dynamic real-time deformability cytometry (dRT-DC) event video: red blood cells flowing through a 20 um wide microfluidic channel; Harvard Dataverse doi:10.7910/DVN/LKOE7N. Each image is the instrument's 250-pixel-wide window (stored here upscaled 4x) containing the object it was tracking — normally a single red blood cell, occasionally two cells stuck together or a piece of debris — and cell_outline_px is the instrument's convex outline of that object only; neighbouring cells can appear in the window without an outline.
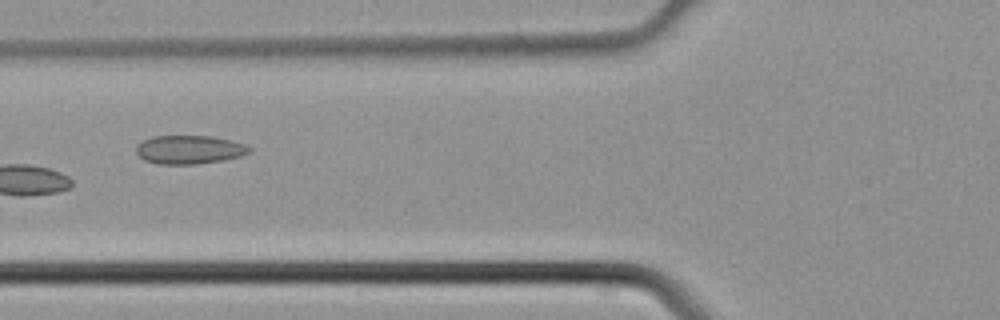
{"species": "common noctule bat (a hibernating species)", "species_latin": "Nyctalus noctula", "temperature_condition": "cold", "stored_images_in_passage": 6, "camera_frame_rate_fps": 3000, "um_per_image_px": 0.085, "animal": {"sex": "male", "body_mass_g": 21.5, "forearm_length_mm": 52.0}, "frame": {"image": 1, "passage_image": 6, "time_ms": 1.667, "image_size_px": [1000, 320], "cell_outline_px": [[252, 152], [240, 156], [224, 160], [196, 164], [160, 164], [144, 160], [136, 152], [136, 144], [152, 136], [212, 136], [232, 140], [244, 144], [252, 148]], "centroid_in_image_um": [16.11, 12.71], "position_along_channel_um": 109.7, "area_um2": 18.96}}